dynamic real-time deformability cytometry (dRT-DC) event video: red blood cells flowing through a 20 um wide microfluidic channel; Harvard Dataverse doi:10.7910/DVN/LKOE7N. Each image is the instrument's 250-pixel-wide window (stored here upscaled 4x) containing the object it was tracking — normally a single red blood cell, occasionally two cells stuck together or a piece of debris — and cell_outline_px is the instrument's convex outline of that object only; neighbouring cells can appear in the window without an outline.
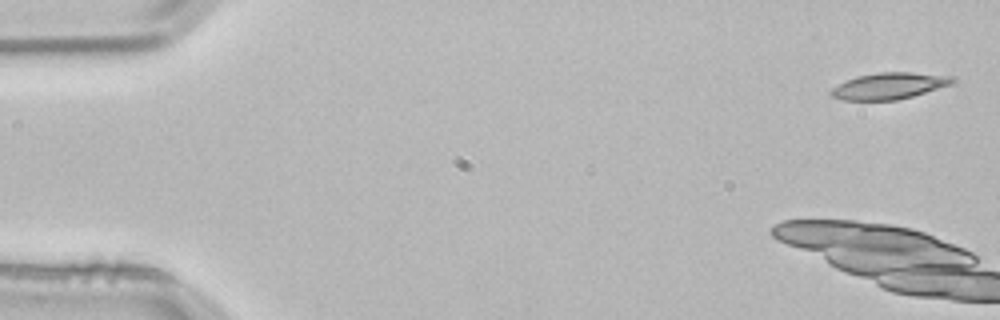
{"species": "common noctule bat (a hibernating species)", "species_latin": "Nyctalus noctula", "temperature_condition": "room temperature", "stored_images_in_passage": 6, "camera_frame_rate_fps": 3000, "um_per_image_px": 0.085, "animal": {"sex": "male", "body_mass_g": 21.5, "forearm_length_mm": 52.0}, "frame": {"image": 1, "passage_image": 1, "time_ms": 0.0, "image_size_px": [1000, 320], "cell_outline_px": [[956, 80], [952, 84], [912, 96], [896, 100], [844, 100], [832, 96], [828, 92], [832, 88], [856, 76], [880, 72], [912, 72], [952, 76]], "centroid_in_image_um": [75.59, 7.3], "position_along_channel_um": 9.4, "area_um2": 18.55}}